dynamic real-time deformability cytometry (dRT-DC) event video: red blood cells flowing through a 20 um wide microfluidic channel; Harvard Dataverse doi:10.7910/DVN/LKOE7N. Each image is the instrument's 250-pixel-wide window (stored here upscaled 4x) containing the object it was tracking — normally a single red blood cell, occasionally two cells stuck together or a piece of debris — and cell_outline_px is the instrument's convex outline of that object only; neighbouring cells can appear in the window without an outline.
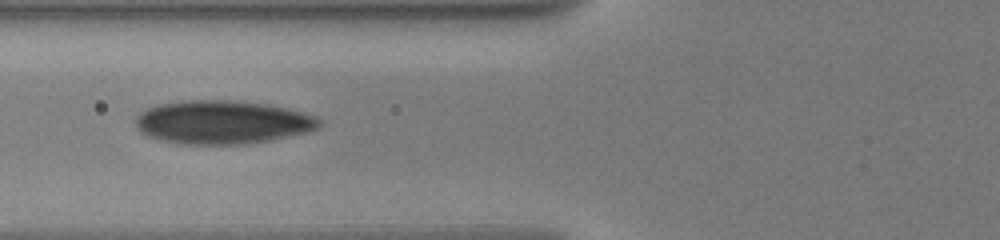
{"species": "human", "species_latin": "Homo sapiens", "temperature_condition": "warm", "stored_images_in_passage": 36, "camera_frame_rate_fps": 3000, "um_per_image_px": 0.085, "donor": {"sex": "male"}, "frame": {"image": 1, "passage_image": 12, "time_ms": 7.0, "image_size_px": [1000, 240], "cell_outline_px": [[320, 128], [308, 132], [268, 140], [244, 144], [180, 144], [160, 140], [148, 136], [140, 132], [136, 128], [136, 116], [140, 112], [148, 108], [160, 104], [188, 100], [236, 100], [268, 104], [288, 108], [320, 116]], "centroid_in_image_um": [18.93, 10.38], "position_along_channel_um": 106.9, "area_um2": 46.82}}
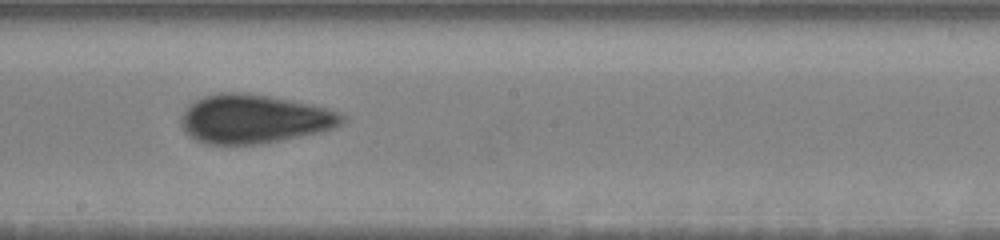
{"frame": {"image": 2, "passage_image": 20, "time_ms": 10.333, "image_size_px": [1000, 240], "cell_outline_px": [[344, 120], [340, 124], [332, 128], [320, 132], [264, 144], [208, 144], [196, 140], [188, 136], [184, 132], [180, 124], [180, 116], [188, 104], [204, 96], [220, 92], [244, 92], [268, 96], [312, 104], [328, 108], [340, 112], [344, 116]], "centroid_in_image_um": [21.55, 10.11], "position_along_channel_um": 226.6, "area_um2": 46.12}}
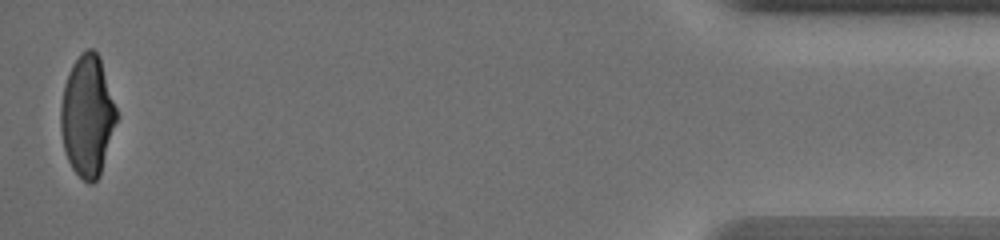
{"frame": {"image": 3, "passage_image": 36, "time_ms": 18.0, "image_size_px": [1000, 240], "cell_outline_px": [[116, 120], [100, 176], [92, 184], [88, 184], [72, 168], [68, 160], [64, 148], [60, 128], [60, 108], [64, 84], [72, 64], [80, 52], [88, 48], [92, 48], [100, 56], [116, 108]], "centroid_in_image_um": [7.41, 9.82], "position_along_channel_um": 427.8, "area_um2": 39.19}, "authors_computed_cell_mechanics": {"area_um2": 45.6909, "velocity_mm_per_s": 3.5807, "shape_relaxation_time_tau1_ms": 7.7262, "shape_relaxation_time_tau2_ms": 1.2426, "deformation_change_tau1": 0.2054, "deformation_change_tau2": 0.0746}}